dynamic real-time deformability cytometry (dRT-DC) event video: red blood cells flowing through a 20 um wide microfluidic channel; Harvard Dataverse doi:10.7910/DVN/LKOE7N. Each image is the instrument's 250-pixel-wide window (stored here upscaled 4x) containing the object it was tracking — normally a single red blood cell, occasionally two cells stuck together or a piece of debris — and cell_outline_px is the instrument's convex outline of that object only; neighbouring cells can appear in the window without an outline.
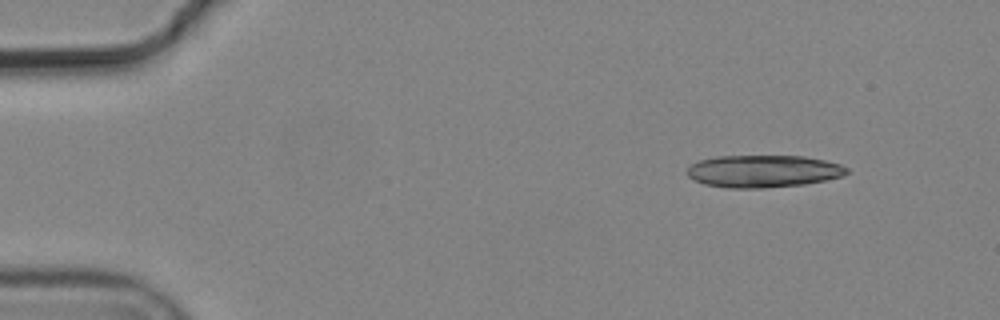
{"species": "common noctule bat (a hibernating species)", "species_latin": "Nyctalus noctula", "temperature_condition": "cold", "stored_images_in_passage": 6, "camera_frame_rate_fps": 3000, "um_per_image_px": 0.085, "animal": {"sex": "male", "body_mass_g": 19.2, "forearm_length_mm": 51.8}, "frame": {"image": 1, "passage_image": 1, "time_ms": 0.0, "image_size_px": [1000, 320], "cell_outline_px": [[848, 172], [844, 176], [804, 184], [764, 188], [728, 188], [704, 184], [688, 176], [688, 168], [692, 164], [700, 160], [716, 156], [804, 156], [824, 160], [840, 164], [848, 168]], "centroid_in_image_um": [64.9, 14.55], "position_along_channel_um": 20.1, "area_um2": 30.0}}